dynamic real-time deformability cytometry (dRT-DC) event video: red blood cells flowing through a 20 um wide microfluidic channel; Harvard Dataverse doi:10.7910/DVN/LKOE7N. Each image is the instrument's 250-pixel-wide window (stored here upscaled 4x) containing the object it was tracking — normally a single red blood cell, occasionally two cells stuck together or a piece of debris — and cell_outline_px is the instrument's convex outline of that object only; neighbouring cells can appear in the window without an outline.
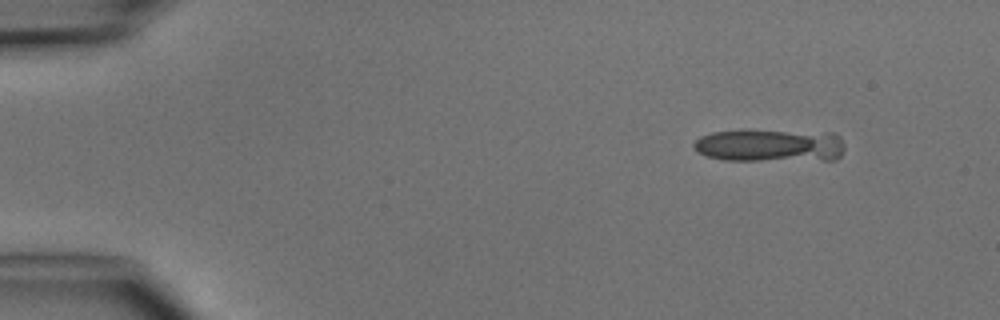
{"species": "common noctule bat (a hibernating species)", "species_latin": "Nyctalus noctula", "temperature_condition": "cold", "stored_images_in_passage": 4, "camera_frame_rate_fps": 3000, "um_per_image_px": 0.085, "animal": {"sex": "male", "body_mass_g": 15.6}, "frame": {"image": 1, "passage_image": 1, "time_ms": 0.0, "image_size_px": [1000, 320], "cell_outline_px": [[844, 148], [840, 156], [836, 160], [728, 160], [708, 156], [696, 152], [692, 144], [700, 136], [712, 132], [744, 128], [836, 132], [840, 136], [844, 144]], "centroid_in_image_um": [65.48, 12.32], "position_along_channel_um": 19.5, "area_um2": 30.17}}